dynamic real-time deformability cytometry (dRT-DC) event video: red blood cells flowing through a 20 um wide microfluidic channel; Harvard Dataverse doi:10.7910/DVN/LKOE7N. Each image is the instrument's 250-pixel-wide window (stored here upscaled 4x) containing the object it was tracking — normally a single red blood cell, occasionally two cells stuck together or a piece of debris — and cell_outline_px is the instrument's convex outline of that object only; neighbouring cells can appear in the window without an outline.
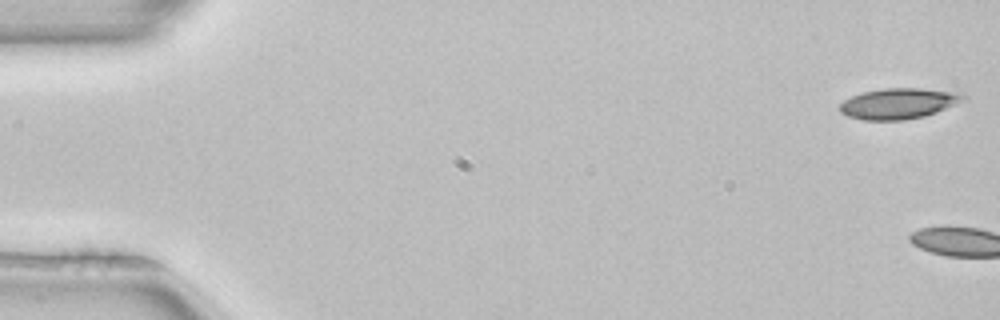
{"species": "common noctule bat (a hibernating species)", "species_latin": "Nyctalus noctula", "temperature_condition": "room temperature", "stored_images_in_passage": 5, "camera_frame_rate_fps": 3000, "um_per_image_px": 0.085, "animal": {"sex": "female", "body_mass_g": 22.7, "forearm_length_mm": 54.2}, "frame": {"image": 1, "passage_image": 1, "time_ms": 0.0, "image_size_px": [1000, 320], "cell_outline_px": [[968, 96], [964, 100], [936, 112], [924, 116], [904, 120], [864, 120], [848, 116], [840, 112], [840, 104], [844, 100], [852, 96], [864, 92], [884, 88], [920, 88], [960, 92]], "centroid_in_image_um": [76.4, 8.79], "position_along_channel_um": 8.6, "area_um2": 22.02}}
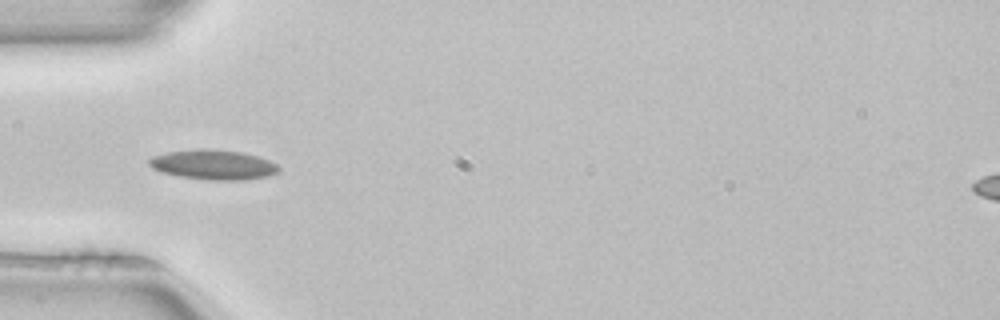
{"frame": {"image": 2, "passage_image": 5, "time_ms": 1.333, "image_size_px": [1000, 320], "cell_outline_px": [[280, 172], [268, 176], [244, 180], [208, 180], [180, 176], [160, 172], [152, 168], [148, 164], [148, 160], [152, 156], [168, 152], [204, 148], [208, 148], [244, 152], [260, 156], [276, 164], [280, 168]], "centroid_in_image_um": [18.15, 13.99], "position_along_channel_um": 66.8, "area_um2": 22.77}}